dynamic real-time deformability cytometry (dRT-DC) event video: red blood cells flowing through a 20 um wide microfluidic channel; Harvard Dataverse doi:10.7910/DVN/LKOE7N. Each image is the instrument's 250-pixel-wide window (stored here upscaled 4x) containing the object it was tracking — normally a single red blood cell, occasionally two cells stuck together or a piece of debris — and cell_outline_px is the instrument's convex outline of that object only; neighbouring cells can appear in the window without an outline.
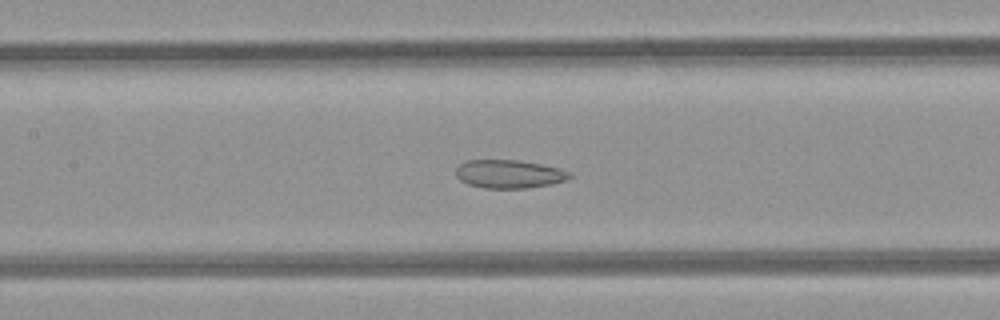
{"species": "common noctule bat (a hibernating species)", "species_latin": "Nyctalus noctula", "temperature_condition": "room temperature", "stored_images_in_passage": 49, "camera_frame_rate_fps": 3000, "um_per_image_px": 0.085, "animal": {"sex": "female", "body_mass_g": 21.9}, "frame": {"image": 1, "passage_image": 23, "time_ms": 7.333, "image_size_px": [1000, 320], "cell_outline_px": [[572, 176], [568, 180], [552, 184], [528, 188], [484, 188], [468, 184], [460, 180], [456, 176], [456, 168], [460, 164], [468, 160], [520, 160], [560, 168], [572, 172]], "centroid_in_image_um": [43.32, 14.79], "position_along_channel_um": 164.1, "area_um2": 18.96}}
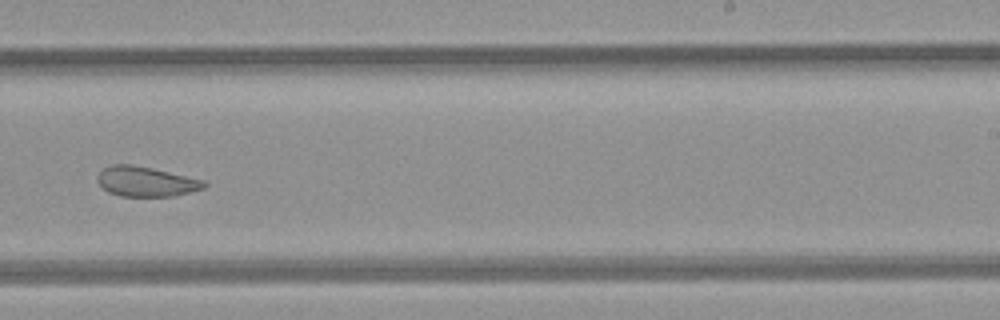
{"frame": {"image": 2, "passage_image": 31, "time_ms": 10.0, "image_size_px": [1000, 320], "cell_outline_px": [[208, 184], [204, 188], [172, 196], [120, 196], [108, 192], [96, 180], [96, 176], [104, 168], [112, 164], [132, 164], [152, 168], [204, 180]], "centroid_in_image_um": [12.39, 15.42], "position_along_channel_um": 276.6, "area_um2": 18.5}}
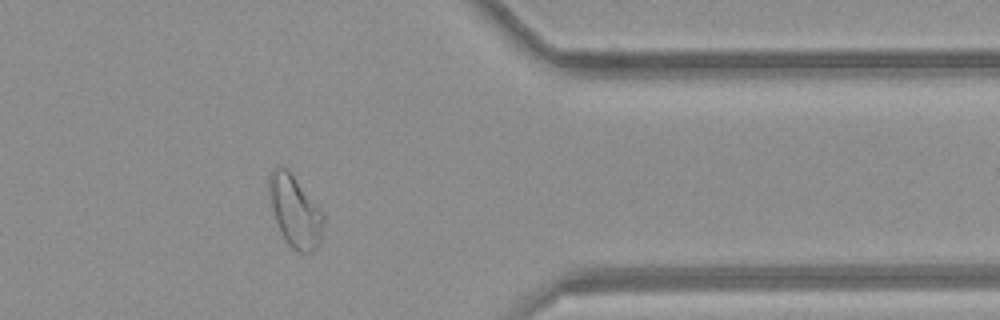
{"frame": {"image": 3, "passage_image": 40, "time_ms": 13.0, "image_size_px": [1000, 320], "cell_outline_px": [[324, 224], [320, 244], [312, 252], [300, 252], [292, 248], [288, 244], [280, 232], [272, 208], [268, 192], [268, 176], [272, 168], [276, 164], [280, 164], [288, 168], [324, 212]], "centroid_in_image_um": [25.07, 17.9], "position_along_channel_um": 386.3, "area_um2": 23.24}, "authors_computed_cell_mechanics": {"area_um2": 24.3916, "velocity_mm_per_s": 4.2478, "shape_relaxation_time_tau1_ms": null, "shape_relaxation_time_tau2_ms": 3.9193, "deformation_change_tau1": null, "deformation_change_tau2": 0.1079}}